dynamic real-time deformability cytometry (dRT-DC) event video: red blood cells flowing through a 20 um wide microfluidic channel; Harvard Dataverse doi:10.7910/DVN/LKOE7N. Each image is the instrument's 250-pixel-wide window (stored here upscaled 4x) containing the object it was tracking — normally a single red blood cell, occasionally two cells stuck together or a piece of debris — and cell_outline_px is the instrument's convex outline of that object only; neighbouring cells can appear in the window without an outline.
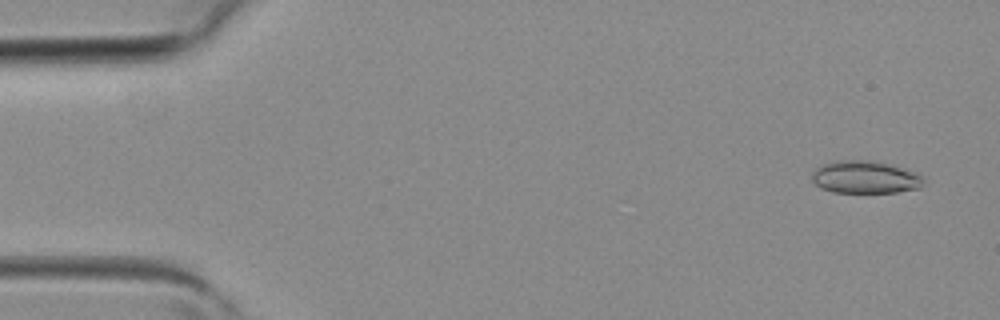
{"species": "common noctule bat (a hibernating species)", "species_latin": "Nyctalus noctula", "temperature_condition": "room temperature", "stored_images_in_passage": 4, "camera_frame_rate_fps": 3000, "um_per_image_px": 0.085, "animal": {"sex": "female", "body_mass_g": 19.3, "forearm_length_mm": 54.1}, "frame": {"image": 1, "passage_image": 1, "time_ms": 0.0, "image_size_px": [1000, 320], "cell_outline_px": [[924, 184], [920, 188], [896, 192], [832, 192], [820, 188], [812, 180], [812, 172], [816, 168], [824, 164], [836, 160], [872, 160], [892, 164], [916, 172], [924, 176]], "centroid_in_image_um": [73.57, 15.05], "position_along_channel_um": 11.4, "area_um2": 21.44}}
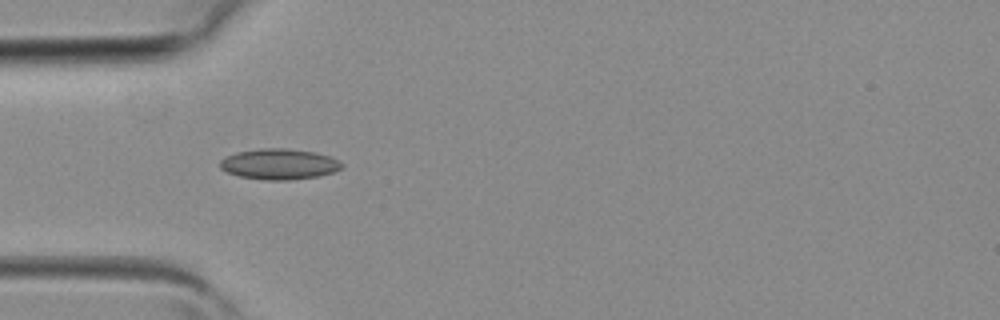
{"frame": {"image": 2, "passage_image": 3, "time_ms": 0.667, "image_size_px": [1000, 320], "cell_outline_px": [[344, 168], [332, 172], [316, 176], [288, 180], [264, 180], [240, 176], [228, 172], [220, 168], [220, 160], [224, 156], [236, 152], [260, 148], [288, 148], [316, 152], [340, 160], [344, 164]], "centroid_in_image_um": [23.73, 13.93], "position_along_channel_um": 61.3, "area_um2": 21.91}}
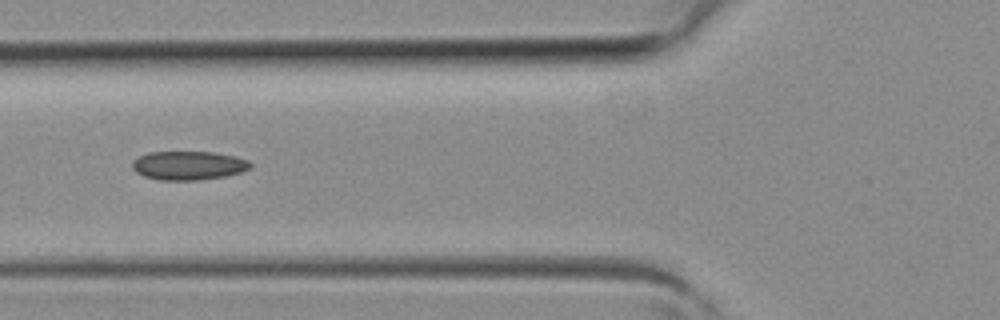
{"frame": {"image": 3, "passage_image": 4, "time_ms": 1.0, "image_size_px": [1000, 320], "cell_outline_px": [[252, 168], [240, 172], [224, 176], [196, 180], [160, 180], [144, 176], [136, 172], [132, 168], [132, 160], [148, 152], [212, 152], [236, 156], [248, 160], [252, 164]], "centroid_in_image_um": [16.02, 14.06], "position_along_channel_um": 109.8, "area_um2": 19.83}}